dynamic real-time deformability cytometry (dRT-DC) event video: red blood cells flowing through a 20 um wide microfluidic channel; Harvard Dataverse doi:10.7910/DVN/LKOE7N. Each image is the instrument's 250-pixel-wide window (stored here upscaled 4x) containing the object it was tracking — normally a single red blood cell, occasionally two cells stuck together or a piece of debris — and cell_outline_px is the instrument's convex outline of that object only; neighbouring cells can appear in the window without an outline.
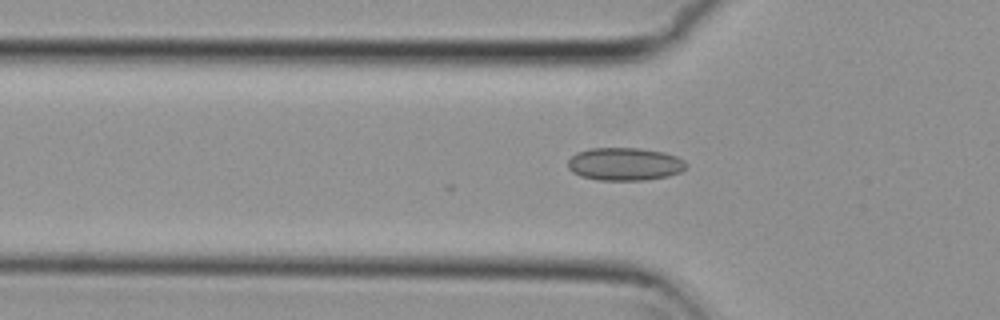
{"species": "common noctule bat (a hibernating species)", "species_latin": "Nyctalus noctula", "temperature_condition": "cold", "stored_images_in_passage": 51, "camera_frame_rate_fps": 3000, "um_per_image_px": 0.085, "animal": {"sex": "female", "body_mass_g": 29.2, "forearm_length_mm": 56.3}, "frame": {"image": 1, "passage_image": 17, "time_ms": 5.333, "image_size_px": [1000, 320], "cell_outline_px": [[688, 164], [680, 172], [668, 176], [644, 180], [596, 180], [580, 176], [572, 172], [568, 168], [568, 160], [576, 152], [588, 148], [640, 148], [664, 152], [676, 156], [684, 160]], "centroid_in_image_um": [53.08, 13.94], "position_along_channel_um": 72.7, "area_um2": 22.83}}
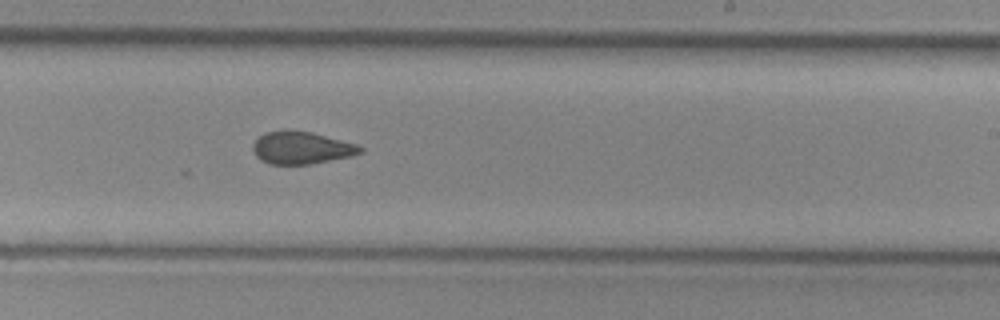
{"frame": {"image": 2, "passage_image": 32, "time_ms": 10.333, "image_size_px": [1000, 320], "cell_outline_px": [[364, 152], [352, 156], [312, 164], [272, 164], [260, 160], [256, 156], [252, 148], [252, 144], [264, 132], [312, 132], [356, 144], [364, 148]], "centroid_in_image_um": [25.66, 12.59], "position_along_channel_um": 263.3, "area_um2": 19.94}}
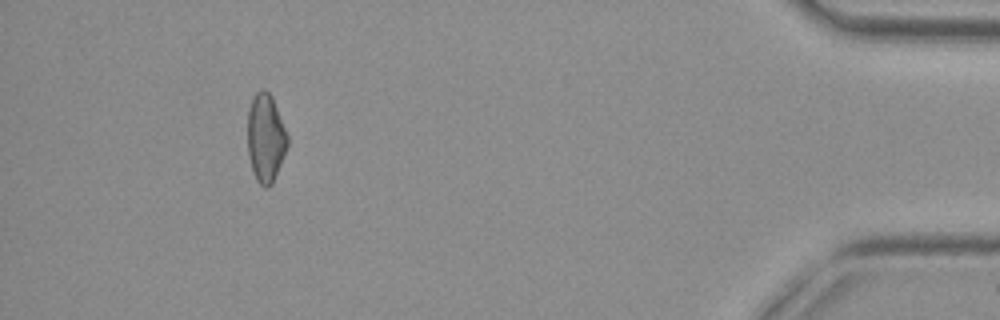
{"frame": {"image": 3, "passage_image": 49, "time_ms": 16.0, "image_size_px": [1000, 320], "cell_outline_px": [[288, 144], [272, 184], [268, 188], [264, 188], [256, 180], [252, 172], [248, 156], [248, 112], [252, 100], [256, 92], [260, 88], [264, 88], [272, 96], [288, 136]], "centroid_in_image_um": [22.57, 11.74], "position_along_channel_um": 412.6, "area_um2": 20.52}}